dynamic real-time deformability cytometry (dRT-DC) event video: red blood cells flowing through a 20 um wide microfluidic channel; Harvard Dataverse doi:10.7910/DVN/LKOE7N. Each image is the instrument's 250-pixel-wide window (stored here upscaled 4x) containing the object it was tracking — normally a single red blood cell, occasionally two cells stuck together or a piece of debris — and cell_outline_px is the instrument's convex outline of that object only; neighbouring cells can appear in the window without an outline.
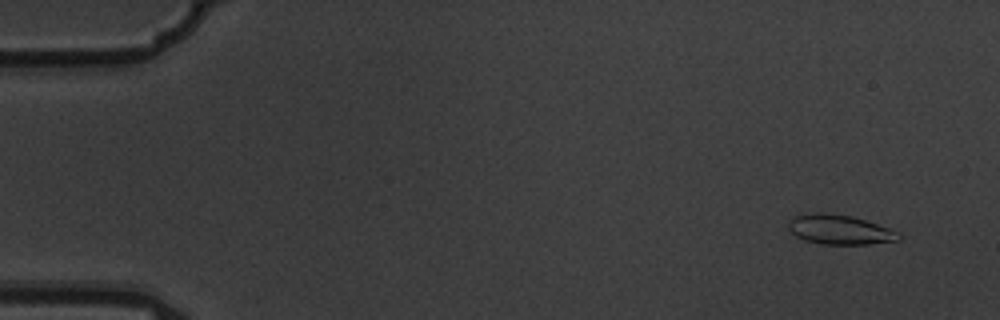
{"species": "common noctule bat (a hibernating species)", "species_latin": "Nyctalus noctula", "temperature_condition": "warm", "stored_images_in_passage": 4, "camera_frame_rate_fps": 3000, "um_per_image_px": 0.085, "animal": {"sex": "male", "body_mass_g": 19.5, "forearm_length_mm": 54.6}, "frame": {"image": 1, "passage_image": 1, "time_ms": 0.0, "image_size_px": [1000, 320], "cell_outline_px": [[904, 236], [900, 240], [868, 244], [820, 244], [804, 240], [796, 236], [788, 228], [788, 220], [792, 216], [820, 212], [852, 216], [900, 232]], "centroid_in_image_um": [71.37, 19.52], "position_along_channel_um": 13.6, "area_um2": 19.07}}